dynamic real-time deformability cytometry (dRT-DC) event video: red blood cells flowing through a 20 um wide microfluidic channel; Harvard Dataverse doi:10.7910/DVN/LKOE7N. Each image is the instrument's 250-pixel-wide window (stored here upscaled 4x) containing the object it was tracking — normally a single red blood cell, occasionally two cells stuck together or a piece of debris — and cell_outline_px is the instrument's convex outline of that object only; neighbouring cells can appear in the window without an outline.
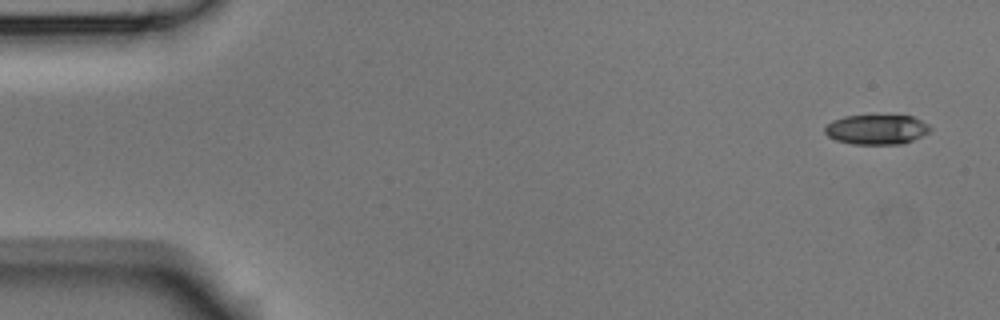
{"species": "Egyptian fruit bat (a non-hibernating species)", "species_latin": "Rousettus aegyptiacus", "temperature_condition": "room temperature", "stored_images_in_passage": 4, "camera_frame_rate_fps": 3000, "um_per_image_px": 0.085, "animal": {"sex": "male"}, "frame": {"image": 1, "passage_image": 1, "time_ms": 0.0, "image_size_px": [1000, 320], "cell_outline_px": [[932, 128], [928, 132], [912, 140], [900, 144], [852, 144], [836, 140], [828, 136], [824, 132], [824, 128], [832, 120], [844, 116], [912, 116], [928, 124]], "centroid_in_image_um": [74.48, 11.01], "position_along_channel_um": 10.5, "area_um2": 18.09}}